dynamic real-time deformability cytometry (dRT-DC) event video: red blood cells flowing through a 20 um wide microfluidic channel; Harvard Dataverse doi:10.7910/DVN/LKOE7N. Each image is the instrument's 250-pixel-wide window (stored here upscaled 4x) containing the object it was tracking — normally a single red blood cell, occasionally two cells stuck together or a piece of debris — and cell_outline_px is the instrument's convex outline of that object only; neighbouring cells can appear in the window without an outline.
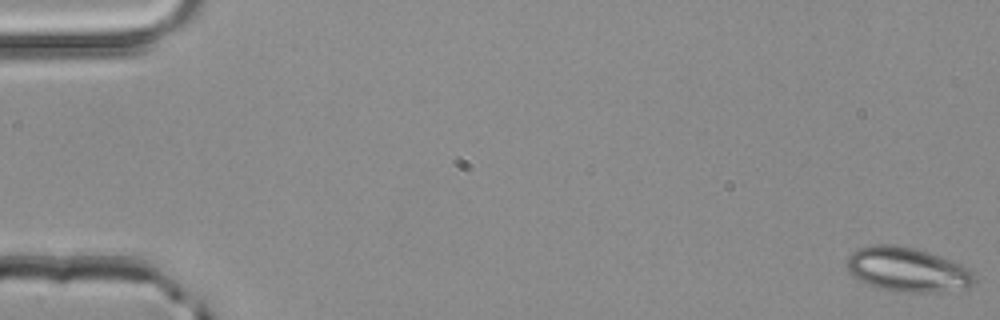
{"species": "common noctule bat (a hibernating species)", "species_latin": "Nyctalus noctula", "temperature_condition": "room temperature", "stored_images_in_passage": 52, "camera_frame_rate_fps": 3000, "um_per_image_px": 0.085, "animal": {"sex": "male", "body_mass_g": 20.4}, "frame": {"image": 1, "passage_image": 1, "time_ms": 0.0, "image_size_px": [1000, 320], "cell_outline_px": [[976, 280], [968, 288], [928, 292], [908, 292], [884, 288], [868, 284], [856, 276], [848, 268], [848, 256], [856, 248], [872, 244], [892, 244], [916, 248], [928, 252], [960, 264], [968, 268], [972, 272]], "centroid_in_image_um": [77.15, 22.88], "position_along_channel_um": 7.8, "area_um2": 32.37}}
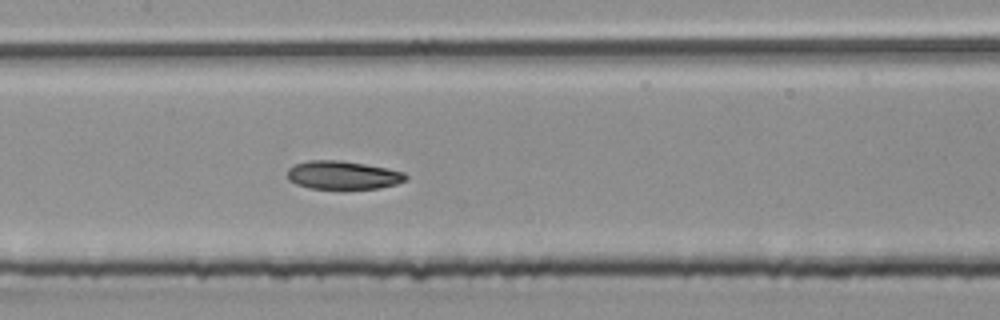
{"frame": {"image": 2, "passage_image": 26, "time_ms": 8.333, "image_size_px": [1000, 320], "cell_outline_px": [[408, 176], [404, 180], [396, 184], [380, 188], [308, 188], [296, 184], [288, 180], [288, 168], [296, 164], [308, 160], [340, 160], [364, 164], [404, 172]], "centroid_in_image_um": [29.11, 14.88], "position_along_channel_um": 178.3, "area_um2": 19.31}}
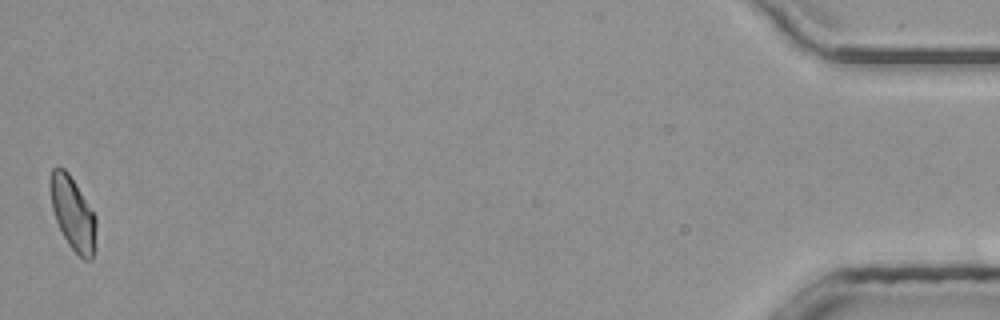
{"frame": {"image": 3, "passage_image": 52, "time_ms": 17.0, "image_size_px": [1000, 320], "cell_outline_px": [[96, 252], [92, 260], [84, 260], [68, 244], [56, 220], [52, 208], [48, 184], [48, 180], [52, 168], [64, 168], [68, 172], [76, 184], [96, 216]], "centroid_in_image_um": [6.2, 18.16], "position_along_channel_um": 429.0, "area_um2": 19.83}, "authors_computed_cell_mechanics": {"area_um2": 20.3456, "velocity_mm_per_s": 4.0522, "shape_relaxation_time_tau1_ms": 8.1905, "shape_relaxation_time_tau2_ms": 2.2729, "deformation_change_tau1": 0.1687, "deformation_change_tau2": 0.0644}}